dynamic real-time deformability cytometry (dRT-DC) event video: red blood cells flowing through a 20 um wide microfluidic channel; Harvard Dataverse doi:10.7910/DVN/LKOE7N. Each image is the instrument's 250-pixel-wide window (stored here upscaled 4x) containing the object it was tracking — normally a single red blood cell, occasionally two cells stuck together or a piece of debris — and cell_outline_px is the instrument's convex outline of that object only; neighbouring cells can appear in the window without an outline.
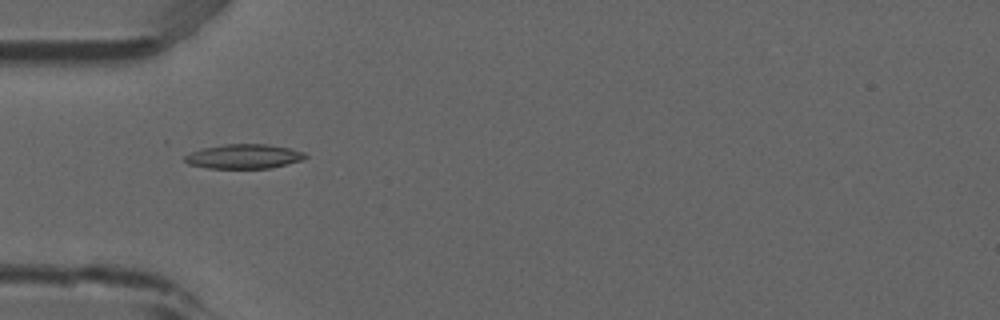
{"species": "common noctule bat (a hibernating species)", "species_latin": "Nyctalus noctula", "temperature_condition": "room temperature", "stored_images_in_passage": 6, "camera_frame_rate_fps": 3000, "um_per_image_px": 0.085, "animal": {"sex": "male", "forearm_length_mm": 52.5}, "frame": {"image": 1, "passage_image": 3, "time_ms": 0.667, "image_size_px": [1000, 320], "cell_outline_px": [[308, 156], [304, 160], [268, 168], [208, 168], [188, 164], [184, 160], [184, 156], [192, 152], [204, 148], [224, 144], [268, 144], [288, 148], [304, 152]], "centroid_in_image_um": [20.74, 13.29], "position_along_channel_um": 64.3, "area_um2": 17.05}}
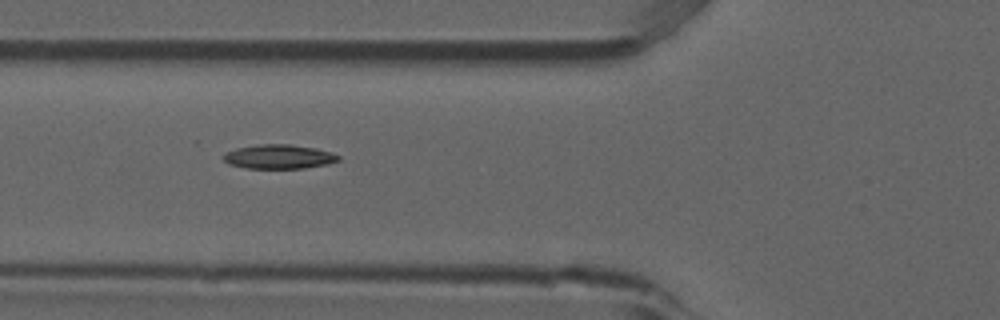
{"frame": {"image": 2, "passage_image": 4, "time_ms": 1.0, "image_size_px": [1000, 320], "cell_outline_px": [[340, 160], [328, 164], [304, 168], [244, 168], [228, 164], [224, 160], [224, 152], [236, 148], [260, 144], [288, 144], [316, 148], [332, 152], [340, 156]], "centroid_in_image_um": [23.71, 13.31], "position_along_channel_um": 102.1, "area_um2": 16.3}}
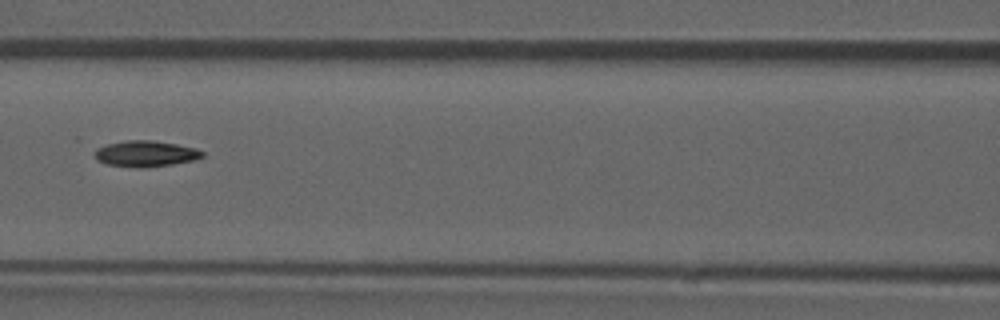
{"frame": {"image": 3, "passage_image": 5, "time_ms": 1.333, "image_size_px": [1000, 320], "cell_outline_px": [[204, 156], [196, 160], [172, 164], [140, 168], [136, 168], [104, 164], [96, 160], [96, 148], [108, 144], [124, 140], [152, 140], [176, 144], [196, 148], [204, 152]], "centroid_in_image_um": [12.38, 13.07], "position_along_channel_um": 154.2, "area_um2": 16.42}}